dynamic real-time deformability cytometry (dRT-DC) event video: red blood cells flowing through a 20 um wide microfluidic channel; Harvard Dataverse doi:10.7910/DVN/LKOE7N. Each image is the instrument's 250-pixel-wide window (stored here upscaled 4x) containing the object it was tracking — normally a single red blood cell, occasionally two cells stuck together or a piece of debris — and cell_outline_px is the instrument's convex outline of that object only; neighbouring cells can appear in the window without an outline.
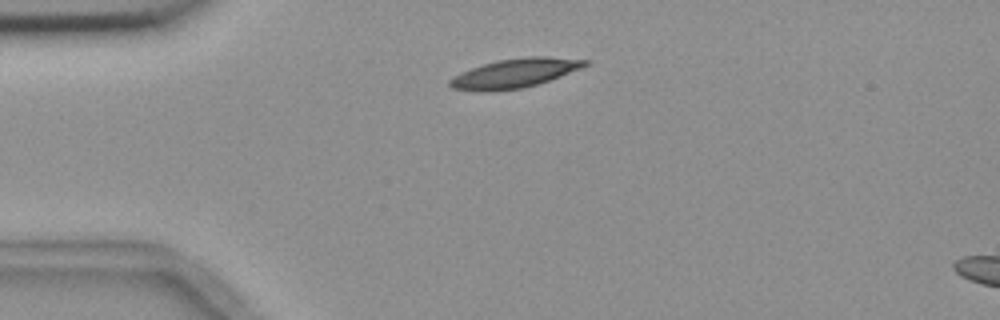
{"species": "common noctule bat (a hibernating species)", "species_latin": "Nyctalus noctula", "temperature_condition": "room temperature", "stored_images_in_passage": 3, "camera_frame_rate_fps": 3000, "um_per_image_px": 0.085, "animal": {"sex": "female", "body_mass_g": 18.4}, "frame": {"image": 1, "passage_image": 2, "time_ms": 1.333, "image_size_px": [1000, 320], "cell_outline_px": [[592, 60], [588, 64], [580, 68], [560, 76], [524, 88], [492, 92], [484, 92], [452, 88], [448, 84], [448, 80], [452, 76], [460, 72], [496, 60], [528, 56], [548, 56]], "centroid_in_image_um": [43.73, 6.22], "position_along_channel_um": 41.3, "area_um2": 23.12}}